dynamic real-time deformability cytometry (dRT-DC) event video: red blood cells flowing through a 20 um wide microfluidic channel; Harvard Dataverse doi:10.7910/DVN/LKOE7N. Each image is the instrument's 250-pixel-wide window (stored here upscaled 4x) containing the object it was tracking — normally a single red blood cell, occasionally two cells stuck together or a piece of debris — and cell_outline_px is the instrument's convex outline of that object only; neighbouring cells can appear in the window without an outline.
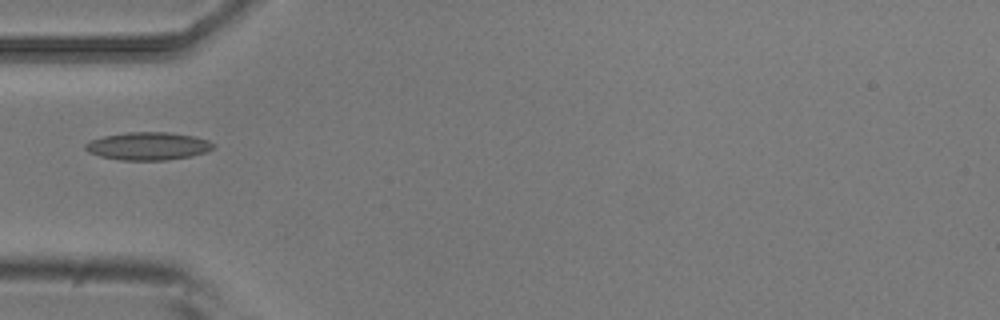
{"species": "common noctule bat (a hibernating species)", "species_latin": "Nyctalus noctula", "temperature_condition": "room temperature", "stored_images_in_passage": 1, "camera_frame_rate_fps": 3000, "um_per_image_px": 0.085, "animal": {"sex": "male", "body_mass_g": 20.5, "forearm_length_mm": 52.5}, "frame": {"image": 1, "passage_image": 1, "time_ms": 0.0, "image_size_px": [1000, 320], "cell_outline_px": [[216, 148], [192, 156], [168, 160], [120, 160], [100, 156], [88, 152], [84, 148], [84, 144], [92, 140], [104, 136], [128, 132], [168, 132], [196, 136], [208, 140], [216, 144]], "centroid_in_image_um": [12.63, 12.42], "position_along_channel_um": 72.4, "area_um2": 20.92}}